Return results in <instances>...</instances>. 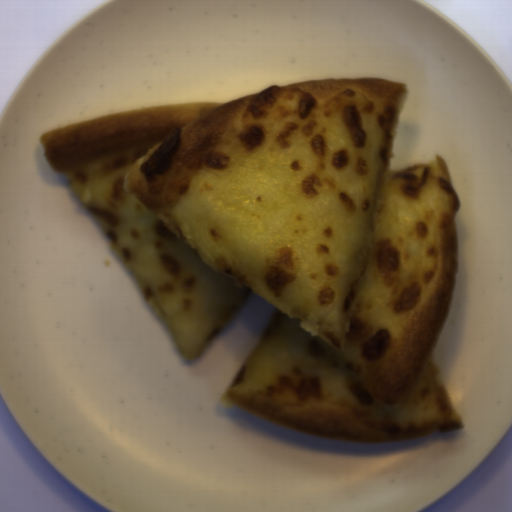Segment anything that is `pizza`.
Here are the masks:
<instances>
[{"label":"pizza","mask_w":512,"mask_h":512,"mask_svg":"<svg viewBox=\"0 0 512 512\" xmlns=\"http://www.w3.org/2000/svg\"><path fill=\"white\" fill-rule=\"evenodd\" d=\"M408 87L270 84L37 137L178 359L251 295L277 309L222 405L315 437L417 441L465 426L433 354L461 198L439 153L389 169Z\"/></svg>","instance_id":"obj_1"}]
</instances>
